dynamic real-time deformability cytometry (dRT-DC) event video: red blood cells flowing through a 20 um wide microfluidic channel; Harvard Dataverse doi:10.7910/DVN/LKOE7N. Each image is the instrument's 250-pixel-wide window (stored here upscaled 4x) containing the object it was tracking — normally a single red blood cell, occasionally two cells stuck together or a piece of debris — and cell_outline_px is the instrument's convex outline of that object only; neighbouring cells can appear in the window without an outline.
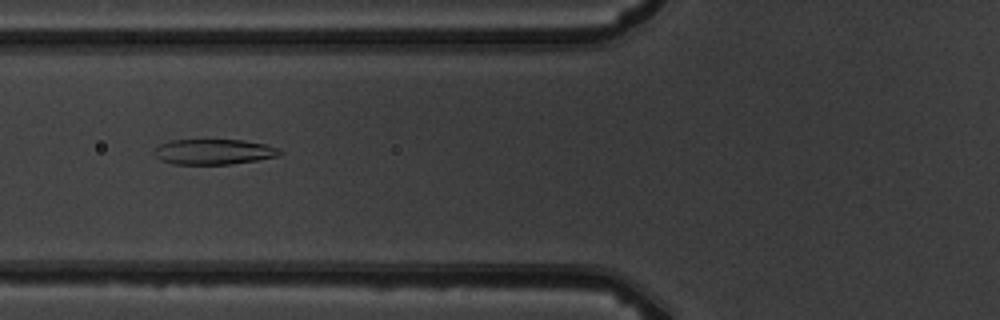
{"species": "common noctule bat (a hibernating species)", "species_latin": "Nyctalus noctula", "temperature_condition": "warm", "stored_images_in_passage": 10, "camera_frame_rate_fps": 3000, "um_per_image_px": 0.085, "animal": {"sex": "male", "body_mass_g": 19.5, "forearm_length_mm": 54.6}, "frame": {"image": 1, "passage_image": 7, "time_ms": 7.0, "image_size_px": [1000, 320], "cell_outline_px": [[284, 152], [280, 156], [232, 164], [172, 164], [160, 160], [152, 152], [152, 148], [160, 144], [172, 140], [244, 140], [264, 144], [276, 148]], "centroid_in_image_um": [18.13, 12.9], "position_along_channel_um": 107.7, "area_um2": 18.67}}
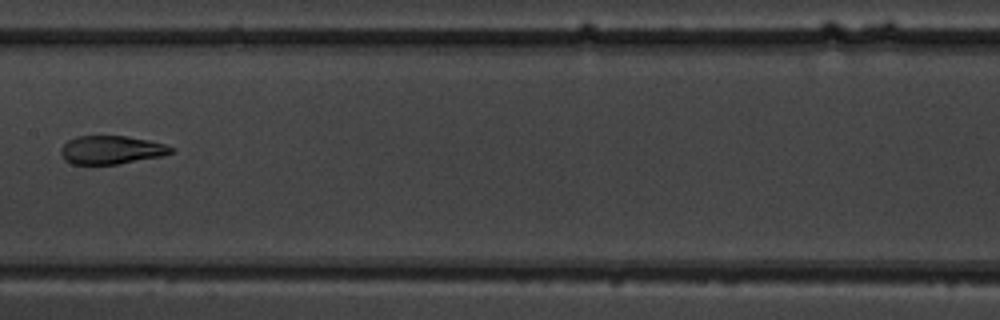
{"frame": {"image": 2, "passage_image": 9, "time_ms": 9.333, "image_size_px": [1000, 320], "cell_outline_px": [[176, 152], [160, 156], [116, 164], [72, 164], [64, 160], [60, 152], [60, 148], [68, 140], [76, 136], [128, 136], [148, 140], [164, 144], [176, 148]], "centroid_in_image_um": [9.46, 12.73], "position_along_channel_um": 197.9, "area_um2": 18.26}}
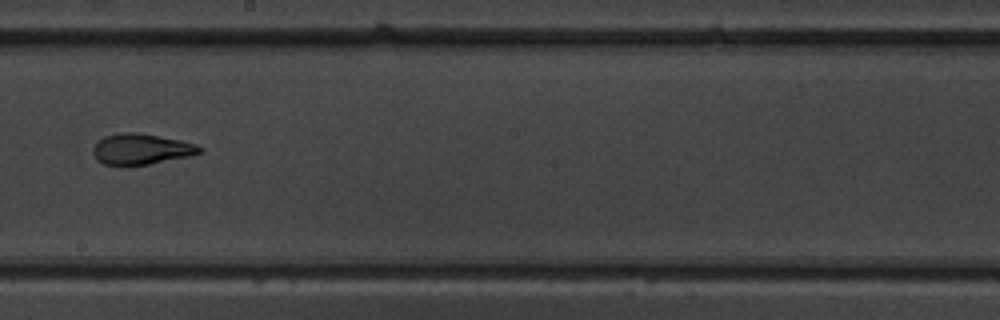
{"frame": {"image": 3, "passage_image": 10, "time_ms": 10.333, "image_size_px": [1000, 320], "cell_outline_px": [[204, 148], [200, 152], [188, 156], [148, 164], [104, 164], [96, 160], [92, 152], [92, 148], [104, 136], [124, 132], [136, 132], [160, 136], [180, 140], [196, 144]], "centroid_in_image_um": [11.99, 12.65], "position_along_channel_um": 236.2, "area_um2": 18.79}}